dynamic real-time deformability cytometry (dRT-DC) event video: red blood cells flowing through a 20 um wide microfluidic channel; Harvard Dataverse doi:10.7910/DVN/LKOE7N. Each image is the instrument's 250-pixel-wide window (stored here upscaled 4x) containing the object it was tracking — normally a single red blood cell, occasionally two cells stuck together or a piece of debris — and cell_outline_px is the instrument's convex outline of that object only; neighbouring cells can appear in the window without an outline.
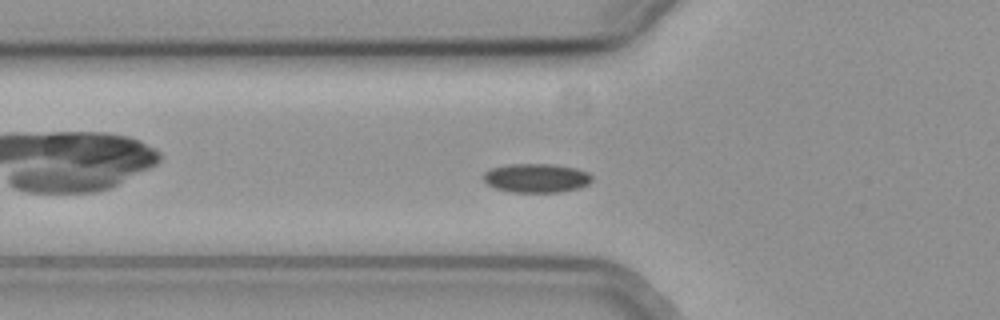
{"species": "common noctule bat (a hibernating species)", "species_latin": "Nyctalus noctula", "temperature_condition": "cold", "stored_images_in_passage": 38, "camera_frame_rate_fps": 3000, "um_per_image_px": 0.085, "animal": {"sex": "female", "body_mass_g": 19.3, "forearm_length_mm": 54.1}, "frame": {"image": 1, "passage_image": 8, "time_ms": 2.333, "image_size_px": [1000, 320], "cell_outline_px": [[592, 180], [588, 184], [580, 188], [560, 192], [512, 192], [496, 188], [488, 184], [484, 180], [484, 172], [492, 168], [512, 164], [552, 164], [576, 168], [588, 172], [592, 176]], "centroid_in_image_um": [45.63, 15.13], "position_along_channel_um": 80.2, "area_um2": 18.26}}
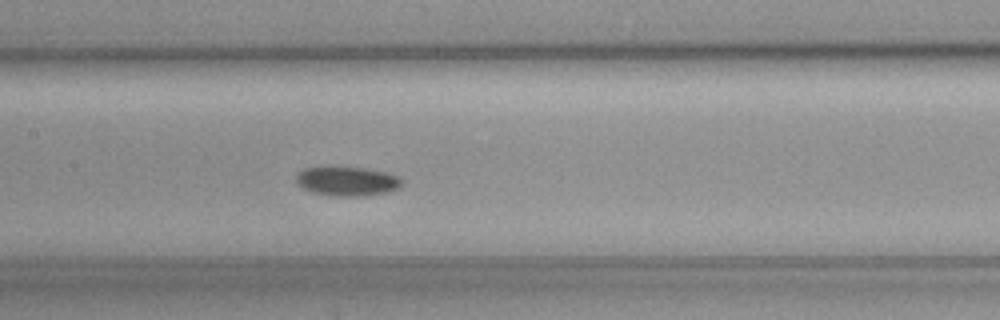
{"frame": {"image": 2, "passage_image": 16, "time_ms": 5.0, "image_size_px": [1000, 320], "cell_outline_px": [[404, 180], [400, 188], [388, 192], [364, 196], [328, 196], [312, 192], [296, 184], [296, 172], [304, 168], [364, 168], [384, 172], [400, 176]], "centroid_in_image_um": [29.53, 15.43], "position_along_channel_um": 177.9, "area_um2": 18.09}}
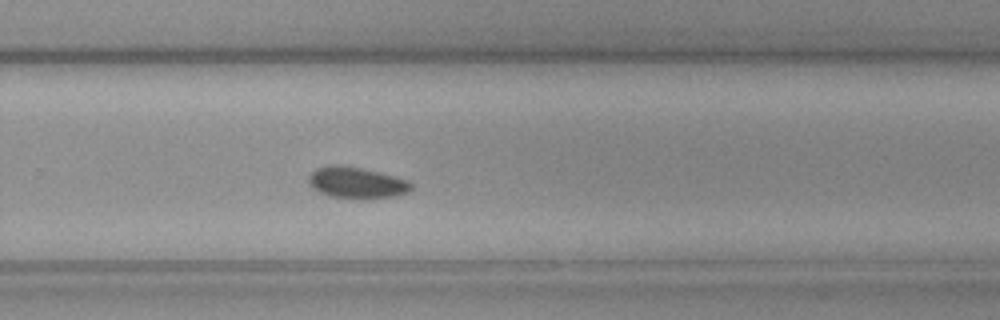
{"frame": {"image": 3, "passage_image": 26, "time_ms": 8.333, "image_size_px": [1000, 320], "cell_outline_px": [[412, 188], [408, 192], [392, 196], [368, 200], [352, 200], [328, 196], [312, 188], [308, 180], [308, 176], [316, 168], [360, 168], [408, 180], [412, 184]], "centroid_in_image_um": [30.34, 15.62], "position_along_channel_um": 299.5, "area_um2": 18.26}}